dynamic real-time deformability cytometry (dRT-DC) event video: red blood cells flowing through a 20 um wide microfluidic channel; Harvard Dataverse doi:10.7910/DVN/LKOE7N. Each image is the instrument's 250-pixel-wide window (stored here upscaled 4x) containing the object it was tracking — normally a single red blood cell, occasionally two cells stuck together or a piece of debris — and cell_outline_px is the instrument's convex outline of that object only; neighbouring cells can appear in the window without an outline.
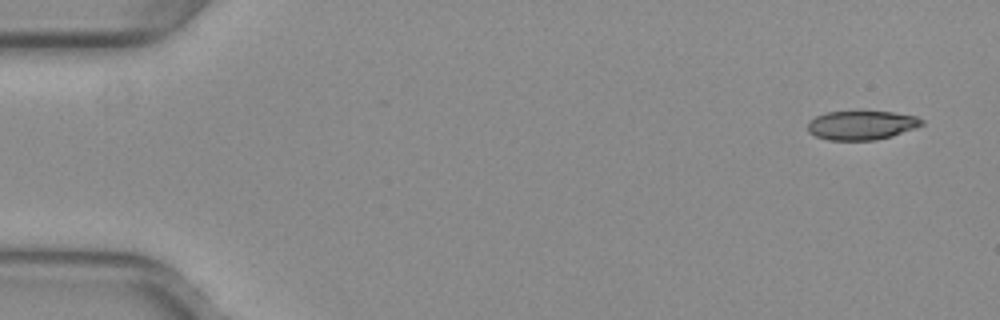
{"species": "common noctule bat (a hibernating species)", "species_latin": "Nyctalus noctula", "temperature_condition": "warm", "stored_images_in_passage": 12, "camera_frame_rate_fps": 3000, "um_per_image_px": 0.085, "animal": {"sex": "female", "body_mass_g": 29.2, "forearm_length_mm": 56.3}, "frame": {"image": 1, "passage_image": 1, "time_ms": 0.0, "image_size_px": [1000, 320], "cell_outline_px": [[924, 124], [892, 136], [876, 140], [828, 140], [816, 136], [808, 132], [808, 120], [816, 116], [828, 112], [860, 108], [892, 112], [916, 116], [924, 120]], "centroid_in_image_um": [73.21, 10.59], "position_along_channel_um": 11.8, "area_um2": 20.11}}